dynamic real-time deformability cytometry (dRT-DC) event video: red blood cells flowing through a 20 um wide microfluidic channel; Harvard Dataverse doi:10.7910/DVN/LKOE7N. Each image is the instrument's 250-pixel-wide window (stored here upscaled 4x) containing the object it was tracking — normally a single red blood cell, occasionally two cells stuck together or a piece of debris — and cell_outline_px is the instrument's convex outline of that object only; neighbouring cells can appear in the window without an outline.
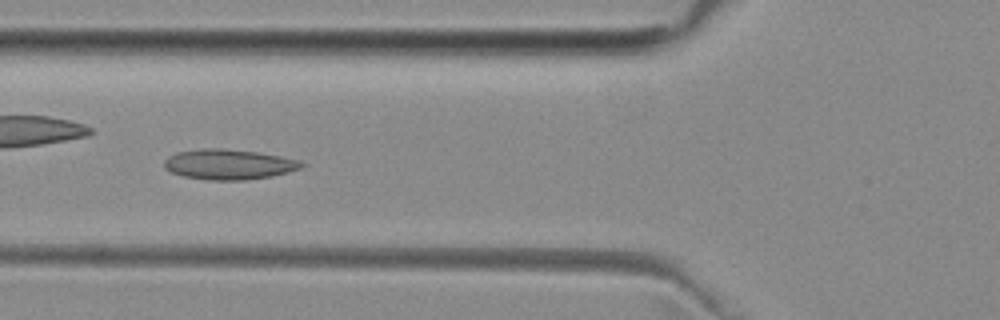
{"species": "common noctule bat (a hibernating species)", "species_latin": "Nyctalus noctula", "temperature_condition": "room temperature", "stored_images_in_passage": 7, "camera_frame_rate_fps": 3000, "um_per_image_px": 0.085, "animal": {"sex": "female", "body_mass_g": 29.2, "forearm_length_mm": 56.3}, "frame": {"image": 1, "passage_image": 5, "time_ms": 4.333, "image_size_px": [1000, 320], "cell_outline_px": [[308, 164], [300, 168], [288, 172], [272, 176], [248, 180], [204, 180], [184, 176], [172, 172], [164, 168], [164, 160], [168, 156], [176, 152], [204, 148], [224, 148], [260, 152], [300, 160]], "centroid_in_image_um": [19.47, 13.97], "position_along_channel_um": 106.3, "area_um2": 24.51}}
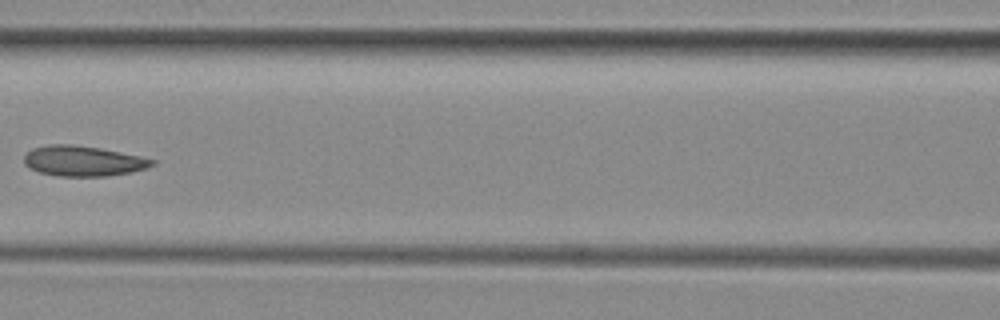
{"frame": {"image": 2, "passage_image": 6, "time_ms": 5.667, "image_size_px": [1000, 320], "cell_outline_px": [[156, 164], [148, 168], [132, 172], [108, 176], [60, 176], [40, 172], [28, 168], [24, 164], [24, 156], [32, 148], [48, 144], [72, 144], [100, 148], [140, 156], [156, 160]], "centroid_in_image_um": [7.08, 13.68], "position_along_channel_um": 159.5, "area_um2": 22.77}}
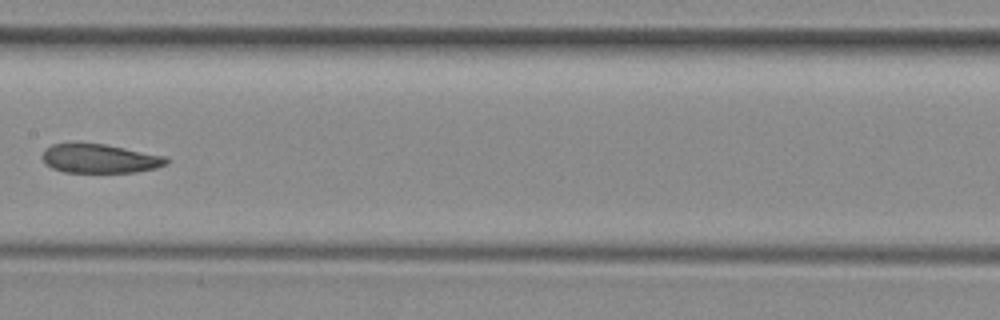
{"frame": {"image": 3, "passage_image": 7, "time_ms": 6.667, "image_size_px": [1000, 320], "cell_outline_px": [[168, 164], [156, 168], [136, 172], [64, 172], [52, 168], [44, 164], [44, 148], [52, 144], [104, 144], [168, 156]], "centroid_in_image_um": [8.53, 13.49], "position_along_channel_um": 198.9, "area_um2": 20.87}}